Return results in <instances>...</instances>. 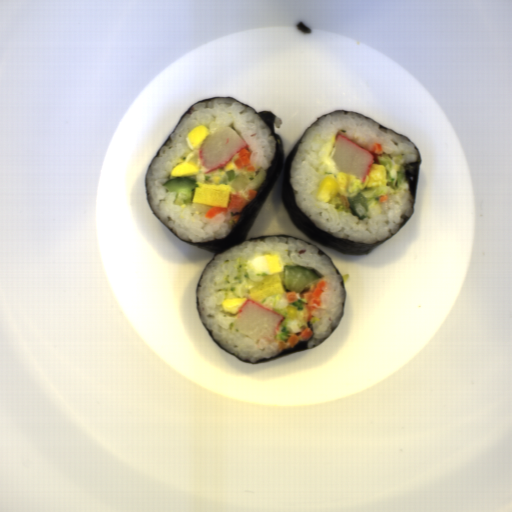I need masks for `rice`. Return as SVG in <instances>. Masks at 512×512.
Segmentation results:
<instances>
[{
  "instance_id": "rice-1",
  "label": "rice",
  "mask_w": 512,
  "mask_h": 512,
  "mask_svg": "<svg viewBox=\"0 0 512 512\" xmlns=\"http://www.w3.org/2000/svg\"><path fill=\"white\" fill-rule=\"evenodd\" d=\"M277 252L282 255L285 265L299 264L313 266L324 274V278L308 285L302 293L314 290L320 280L328 281L323 294V304L312 311L314 319L308 322L307 307L298 311L288 304L284 286V273L282 282L285 291L271 294L262 305L277 311L286 318L279 327L277 337L272 344L268 339L257 343L247 340L246 336L232 332L231 323L235 316L222 312L221 301L228 297H247L248 291L253 288L254 282L246 273L247 261L251 258ZM342 275L336 274V269L327 256H320L318 248L308 245L301 240L285 237L266 238L265 242L245 240L244 242L216 255L215 259L204 271L201 287H198L200 316L205 326L213 331L215 339L238 357L256 361L261 358L278 356V341H283L287 347L288 339L297 335L299 342L303 340L300 333L306 327L312 331L311 337L306 340L309 349L322 343L331 333L332 326L337 325L342 312L344 288L341 282ZM302 293H298L301 298ZM303 299V298H302Z\"/></svg>"
},
{
  "instance_id": "rice-2",
  "label": "rice",
  "mask_w": 512,
  "mask_h": 512,
  "mask_svg": "<svg viewBox=\"0 0 512 512\" xmlns=\"http://www.w3.org/2000/svg\"><path fill=\"white\" fill-rule=\"evenodd\" d=\"M380 130L379 124L354 113L337 112L315 122L305 132L292 163L290 181L294 189L295 204L315 225L337 238L360 241L367 244L382 242L390 238L405 221L401 215L411 217L414 212L411 193L403 179L400 187H393V180L386 186L340 193L356 197L362 192L368 200L369 218L358 220L349 209L342 205L339 195L330 201H319L316 193L322 178L329 173L321 157L322 148L337 135L368 150L374 143L381 145L382 154L392 160L403 157V163L415 162L417 149L405 137L387 130ZM388 195L387 201L379 203V197Z\"/></svg>"
},
{
  "instance_id": "rice-3",
  "label": "rice",
  "mask_w": 512,
  "mask_h": 512,
  "mask_svg": "<svg viewBox=\"0 0 512 512\" xmlns=\"http://www.w3.org/2000/svg\"><path fill=\"white\" fill-rule=\"evenodd\" d=\"M255 113L257 112L232 98L215 97L211 101L196 104L191 114H186L173 131L171 140L162 147L160 157H155L151 163L146 176L150 204L156 216L183 240L197 244L228 236L241 214L232 215L231 212H241L243 209H232L227 214H215L214 218L210 219L205 216V212L214 206L193 202L174 204L177 191H169L168 187L163 185L175 178L171 176L174 167L186 161L188 155L193 153L190 162L198 167V173L190 177L196 182L213 184L212 178L220 177L219 183L231 186L230 193L241 194L246 200L249 199L244 192L249 189L255 190L262 185L266 177L264 170L271 167V161L276 157L275 138L268 136L271 130L264 119ZM201 125L208 127L210 132L221 127L234 128L246 145L251 147L250 162L255 166V171L247 172L246 168L238 170L235 166L234 172L237 177L230 183L225 174L228 172L225 167L201 172L199 150L193 151L186 143L187 133L195 126ZM236 158H239V153L228 164Z\"/></svg>"
},
{
  "instance_id": "rice-4",
  "label": "rice",
  "mask_w": 512,
  "mask_h": 512,
  "mask_svg": "<svg viewBox=\"0 0 512 512\" xmlns=\"http://www.w3.org/2000/svg\"><path fill=\"white\" fill-rule=\"evenodd\" d=\"M275 116H276V115H275ZM282 124H283V122H282L281 118H279V117H277V116H276V118H275V120H274V125L276 126V129H277V128H281V125H282Z\"/></svg>"
},
{
  "instance_id": "rice-5",
  "label": "rice",
  "mask_w": 512,
  "mask_h": 512,
  "mask_svg": "<svg viewBox=\"0 0 512 512\" xmlns=\"http://www.w3.org/2000/svg\"><path fill=\"white\" fill-rule=\"evenodd\" d=\"M378 155H379V154H378ZM378 155L374 157L373 164L382 165V164H380V162H379Z\"/></svg>"
}]
</instances>
